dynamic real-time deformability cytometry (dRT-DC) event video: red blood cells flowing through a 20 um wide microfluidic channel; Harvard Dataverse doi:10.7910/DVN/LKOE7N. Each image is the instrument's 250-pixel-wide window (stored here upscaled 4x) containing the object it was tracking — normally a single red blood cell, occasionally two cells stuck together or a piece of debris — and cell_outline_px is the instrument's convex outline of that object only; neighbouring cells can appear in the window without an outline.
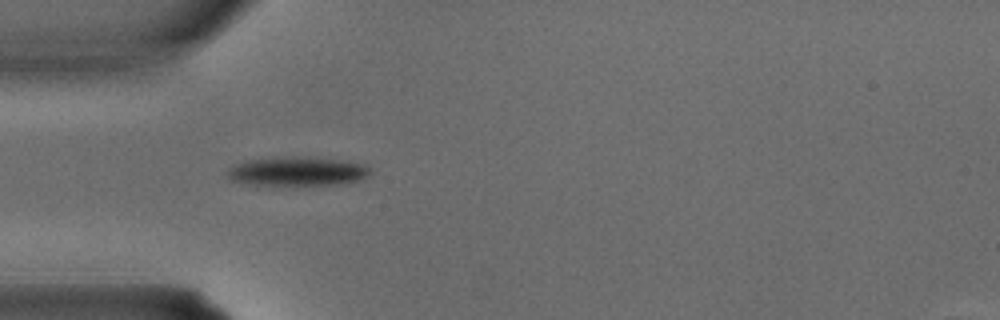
{"species": "common noctule bat (a hibernating species)", "species_latin": "Nyctalus noctula", "temperature_condition": "warm", "stored_images_in_passage": 3, "camera_frame_rate_fps": 3000, "um_per_image_px": 0.085, "animal": {"sex": "male", "body_mass_g": 15.6}, "frame": {"image": 1, "passage_image": 2, "time_ms": 0.333, "image_size_px": [1000, 320], "cell_outline_px": [[372, 172], [368, 176], [356, 180], [340, 184], [252, 184], [228, 180], [224, 172], [228, 168], [236, 164], [248, 160], [296, 156], [344, 160], [368, 164], [372, 168]], "centroid_in_image_um": [25.29, 14.55], "position_along_channel_um": 59.7, "area_um2": 24.1}}